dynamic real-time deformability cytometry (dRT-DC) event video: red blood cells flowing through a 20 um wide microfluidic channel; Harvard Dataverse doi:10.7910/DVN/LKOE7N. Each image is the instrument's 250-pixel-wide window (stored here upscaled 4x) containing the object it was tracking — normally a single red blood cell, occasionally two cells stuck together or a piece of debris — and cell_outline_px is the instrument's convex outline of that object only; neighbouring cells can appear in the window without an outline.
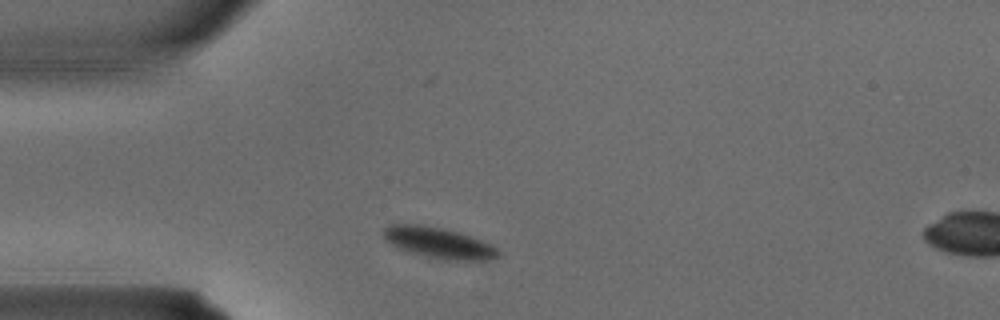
{"species": "common noctule bat (a hibernating species)", "species_latin": "Nyctalus noctula", "temperature_condition": "warm", "stored_images_in_passage": 3, "segment_of_instrument_passage": [1, 2], "camera_frame_rate_fps": 3000, "um_per_image_px": 0.085, "animal": {"sex": "male", "body_mass_g": 15.6}, "frame": {"image": 1, "passage_image": 2, "time_ms": 0.333, "image_size_px": [1000, 320], "cell_outline_px": [[500, 256], [488, 260], [444, 260], [424, 256], [400, 248], [384, 240], [380, 232], [384, 228], [392, 224], [420, 224], [440, 228], [456, 232], [492, 244], [500, 252]], "centroid_in_image_um": [37.26, 20.64], "position_along_channel_um": 47.7, "area_um2": 20.52}}